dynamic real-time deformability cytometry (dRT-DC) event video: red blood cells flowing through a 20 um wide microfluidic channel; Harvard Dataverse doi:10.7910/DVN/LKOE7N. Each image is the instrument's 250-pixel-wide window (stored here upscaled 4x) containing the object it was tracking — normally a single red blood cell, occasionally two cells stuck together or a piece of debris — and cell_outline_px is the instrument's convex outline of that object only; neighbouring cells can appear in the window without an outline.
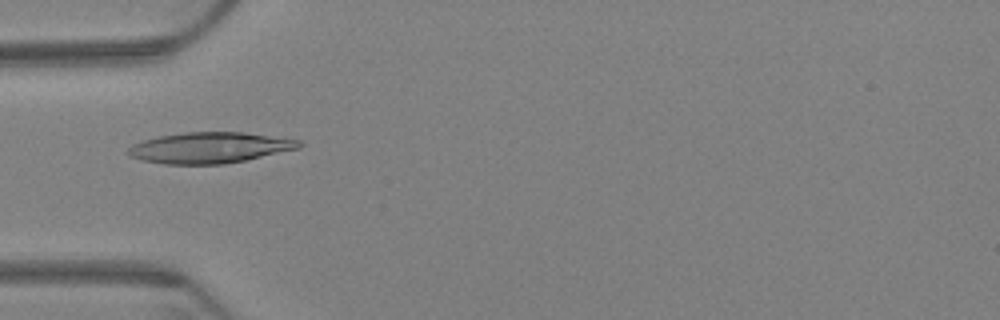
{"species": "Egyptian fruit bat (a non-hibernating species)", "species_latin": "Rousettus aegyptiacus", "temperature_condition": "warm", "stored_images_in_passage": 46, "camera_frame_rate_fps": 3000, "um_per_image_px": 0.085, "animal": {"sex": "female"}, "frame": {"image": 1, "passage_image": 3, "time_ms": 0.667, "image_size_px": [1000, 320], "cell_outline_px": [[304, 144], [300, 148], [244, 160], [224, 164], [164, 164], [140, 160], [128, 156], [124, 152], [132, 144], [140, 140], [160, 136], [184, 132], [244, 132], [300, 140]], "centroid_in_image_um": [17.76, 12.55], "position_along_channel_um": 67.2, "area_um2": 30.98}}
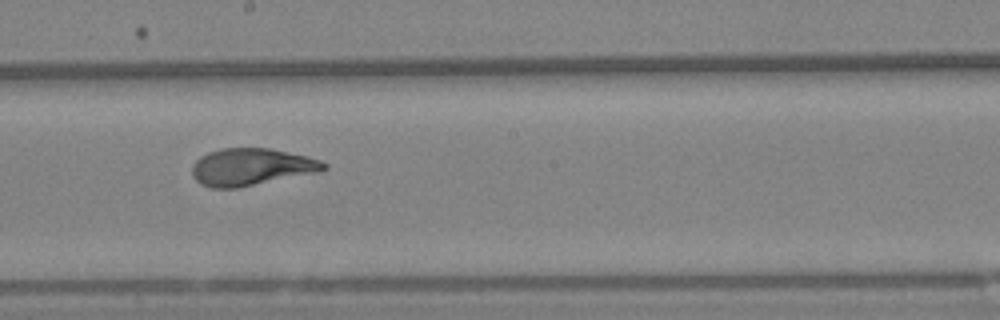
{"frame": {"image": 2, "passage_image": 18, "time_ms": 5.667, "image_size_px": [1000, 320], "cell_outline_px": [[328, 168], [320, 172], [236, 188], [212, 188], [200, 184], [192, 176], [192, 164], [200, 156], [208, 152], [220, 148], [268, 148], [308, 156], [320, 160], [328, 164]], "centroid_in_image_um": [21.36, 14.19], "position_along_channel_um": 226.8, "area_um2": 28.73}}
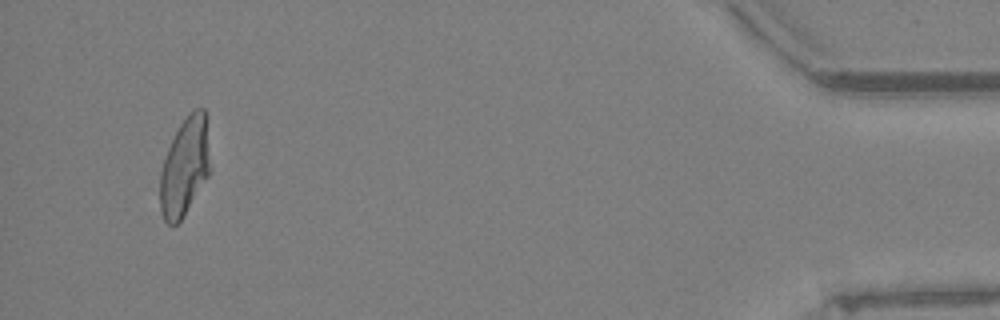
{"frame": {"image": 3, "passage_image": 43, "time_ms": 14.0, "image_size_px": [1000, 320], "cell_outline_px": [[208, 176], [180, 220], [176, 224], [168, 224], [164, 220], [160, 212], [160, 172], [168, 148], [180, 124], [196, 108], [204, 108], [208, 164]], "centroid_in_image_um": [15.64, 14.24], "position_along_channel_um": 419.6, "area_um2": 27.46}, "authors_computed_cell_mechanics": {"area_um2": 28.8133, "velocity_mm_per_s": 3.213, "shape_relaxation_time_tau1_ms": 6.8649, "shape_relaxation_time_tau2_ms": 0.8832, "deformation_change_tau1": 0.2199, "deformation_change_tau2": 0.0538}}